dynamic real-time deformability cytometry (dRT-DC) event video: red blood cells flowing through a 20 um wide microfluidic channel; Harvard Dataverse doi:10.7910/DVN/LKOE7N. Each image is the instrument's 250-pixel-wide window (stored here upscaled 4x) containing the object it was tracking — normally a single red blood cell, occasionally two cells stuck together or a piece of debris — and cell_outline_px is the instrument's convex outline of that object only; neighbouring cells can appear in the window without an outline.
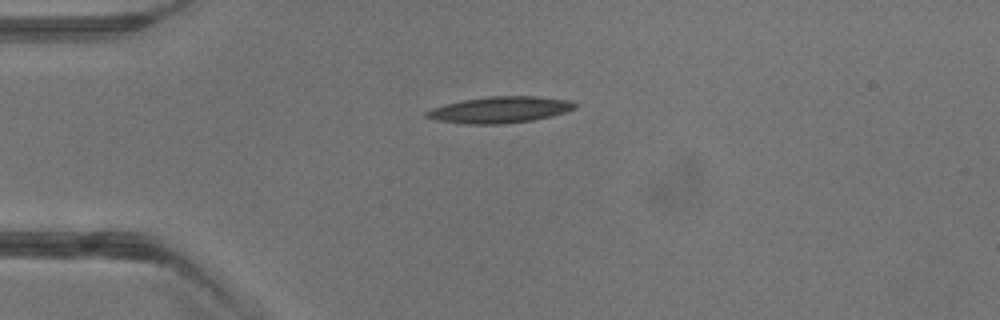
{"species": "common noctule bat (a hibernating species)", "species_latin": "Nyctalus noctula", "temperature_condition": "warm", "stored_images_in_passage": 3, "camera_frame_rate_fps": 3000, "um_per_image_px": 0.085, "animal": {"sex": "male", "body_mass_g": 13.3}, "frame": {"image": 1, "passage_image": 3, "time_ms": 2.333, "image_size_px": [1000, 320], "cell_outline_px": [[580, 104], [576, 108], [552, 116], [532, 120], [500, 124], [472, 124], [436, 120], [424, 116], [424, 112], [432, 108], [464, 100], [492, 96], [536, 96], [568, 100]], "centroid_in_image_um": [42.53, 9.33], "position_along_channel_um": 42.5, "area_um2": 22.54}}